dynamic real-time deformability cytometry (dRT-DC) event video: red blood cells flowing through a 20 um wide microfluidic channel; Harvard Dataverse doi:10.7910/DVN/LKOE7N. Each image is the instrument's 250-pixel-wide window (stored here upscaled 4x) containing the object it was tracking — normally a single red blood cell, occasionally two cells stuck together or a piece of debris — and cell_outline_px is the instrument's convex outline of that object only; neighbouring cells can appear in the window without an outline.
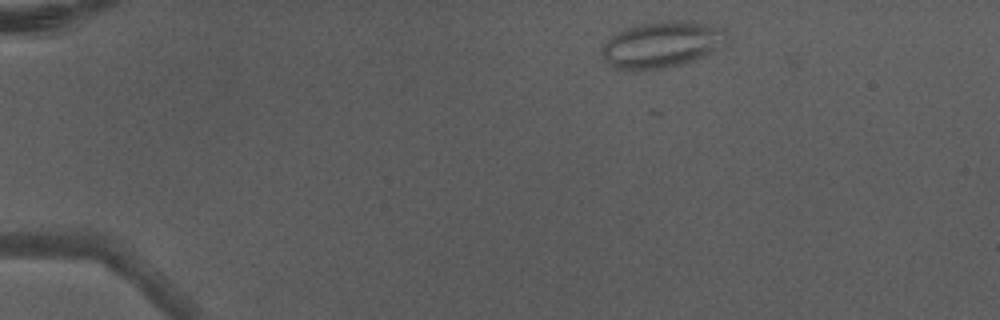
{"species": "Egyptian fruit bat (a non-hibernating species)", "species_latin": "Rousettus aegyptiacus", "temperature_condition": "warm", "stored_images_in_passage": 4, "camera_frame_rate_fps": 3000, "um_per_image_px": 0.085, "animal": {"sex": "male"}, "frame": {"image": 1, "passage_image": 1, "time_ms": 0.0, "image_size_px": [1000, 320], "cell_outline_px": [[728, 36], [720, 48], [704, 56], [684, 64], [664, 68], [640, 72], [636, 72], [616, 68], [608, 64], [600, 52], [604, 44], [616, 32], [640, 24], [660, 20], [684, 20], [724, 28], [728, 32]], "centroid_in_image_um": [56.25, 3.8], "position_along_channel_um": 28.8, "area_um2": 34.16}}